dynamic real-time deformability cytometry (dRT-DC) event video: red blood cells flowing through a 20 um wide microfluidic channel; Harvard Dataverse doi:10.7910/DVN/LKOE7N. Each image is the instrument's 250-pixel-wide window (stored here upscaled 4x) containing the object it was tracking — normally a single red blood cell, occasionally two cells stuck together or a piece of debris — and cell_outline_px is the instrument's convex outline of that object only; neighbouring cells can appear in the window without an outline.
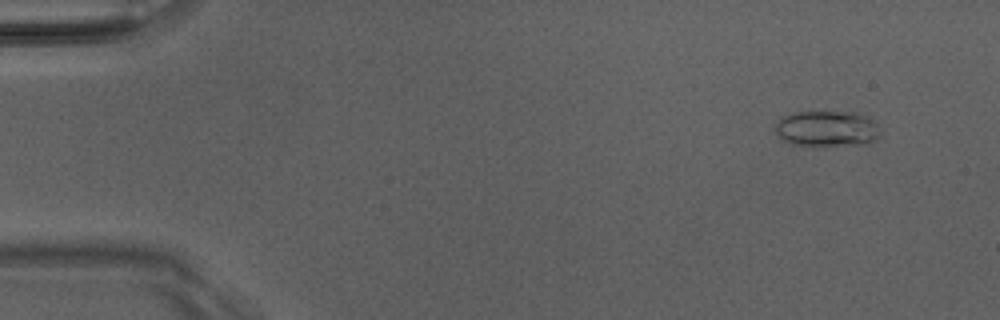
{"species": "Egyptian fruit bat (a non-hibernating species)", "species_latin": "Rousettus aegyptiacus", "temperature_condition": "room temperature", "stored_images_in_passage": 51, "camera_frame_rate_fps": 3000, "um_per_image_px": 0.085, "animal": {"sex": "male"}, "frame": {"image": 1, "passage_image": 5, "time_ms": 1.333, "image_size_px": [1000, 320], "cell_outline_px": [[880, 132], [868, 144], [792, 144], [784, 140], [776, 132], [776, 124], [784, 116], [792, 112], [852, 112], [864, 116], [872, 120], [876, 124]], "centroid_in_image_um": [70.27, 10.91], "position_along_channel_um": 14.7, "area_um2": 21.1}}
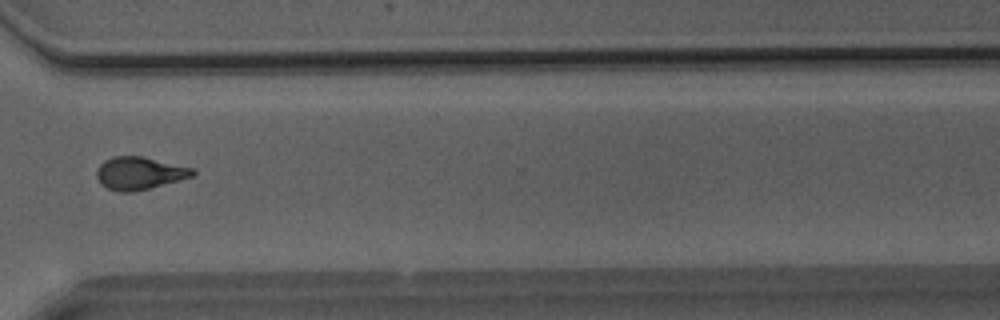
{"frame": {"image": 2, "passage_image": 39, "time_ms": 12.667, "image_size_px": [1000, 320], "cell_outline_px": [[196, 172], [192, 176], [180, 180], [148, 188], [128, 192], [124, 192], [108, 188], [100, 184], [96, 176], [96, 172], [100, 164], [104, 160], [112, 156], [144, 156], [196, 168]], "centroid_in_image_um": [11.87, 14.69], "position_along_channel_um": 358.7, "area_um2": 18.32}}
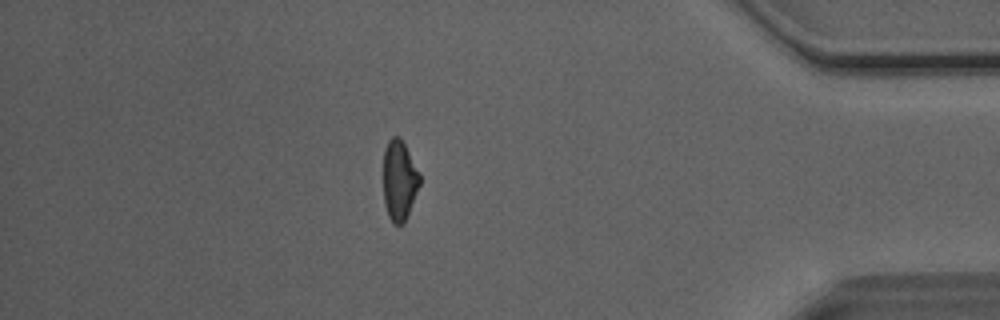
{"frame": {"image": 3, "passage_image": 45, "time_ms": 14.667, "image_size_px": [1000, 320], "cell_outline_px": [[420, 184], [408, 212], [404, 220], [400, 224], [392, 224], [388, 216], [384, 204], [384, 148], [388, 140], [392, 136], [400, 136], [420, 176]], "centroid_in_image_um": [33.91, 15.31], "position_along_channel_um": 401.3, "area_um2": 16.65}, "authors_computed_cell_mechanics": {"area_um2": 18.0336, "velocity_mm_per_s": 4.0832, "shape_relaxation_time_tau1_ms": 4.4594, "shape_relaxation_time_tau2_ms": 1.4947, "deformation_change_tau1": 0.1665, "deformation_change_tau2": 0.0822}}